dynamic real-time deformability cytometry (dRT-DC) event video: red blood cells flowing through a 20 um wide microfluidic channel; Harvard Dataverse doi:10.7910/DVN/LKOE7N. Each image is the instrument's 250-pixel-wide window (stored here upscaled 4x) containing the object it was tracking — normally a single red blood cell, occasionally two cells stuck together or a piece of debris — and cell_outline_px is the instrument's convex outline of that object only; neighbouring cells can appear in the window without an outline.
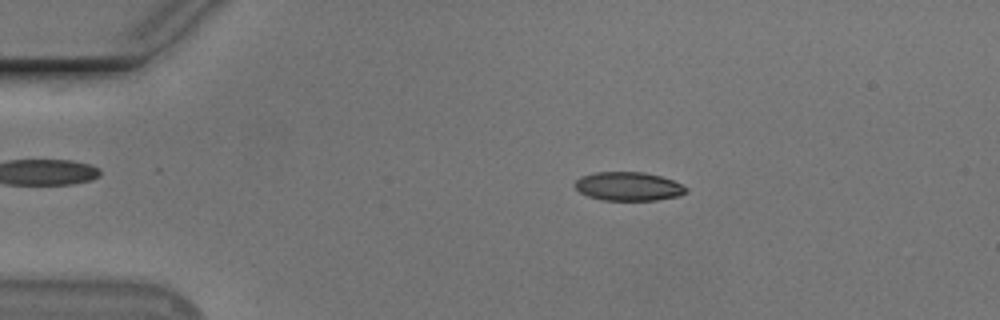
{"species": "Egyptian fruit bat (a non-hibernating species)", "species_latin": "Rousettus aegyptiacus", "temperature_condition": "cold", "stored_images_in_passage": 54, "camera_frame_rate_fps": 3000, "um_per_image_px": 0.085, "animal": {"sex": "male"}, "frame": {"image": 1, "passage_image": 10, "time_ms": 3.0, "image_size_px": [1000, 320], "cell_outline_px": [[688, 192], [680, 196], [656, 200], [600, 200], [588, 196], [580, 192], [572, 184], [580, 176], [596, 172], [644, 172], [660, 176], [672, 180], [688, 188]], "centroid_in_image_um": [53.4, 15.84], "position_along_channel_um": 31.6, "area_um2": 18.73}}
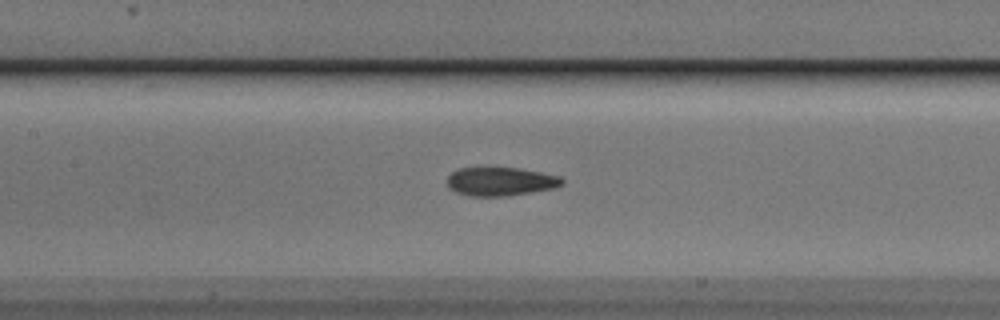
{"frame": {"image": 2, "passage_image": 25, "time_ms": 8.0, "image_size_px": [1000, 320], "cell_outline_px": [[564, 184], [556, 188], [508, 196], [468, 196], [456, 192], [448, 188], [448, 176], [452, 172], [460, 168], [520, 168], [560, 176], [564, 180]], "centroid_in_image_um": [42.57, 15.44], "position_along_channel_um": 164.8, "area_um2": 19.25}}
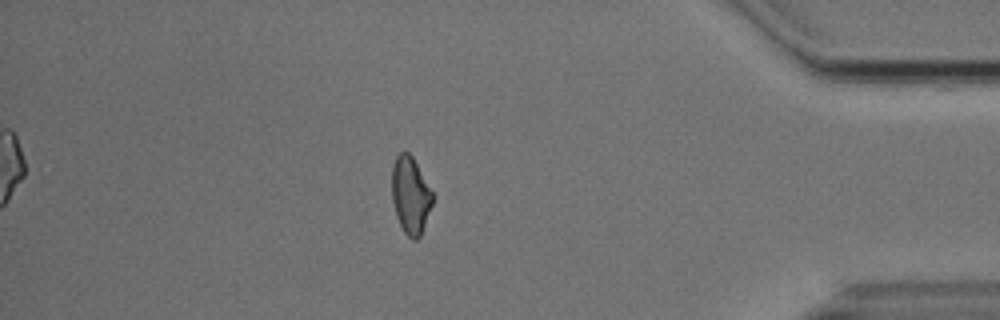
{"frame": {"image": 3, "passage_image": 47, "time_ms": 15.333, "image_size_px": [1000, 320], "cell_outline_px": [[436, 196], [420, 236], [416, 240], [412, 240], [404, 232], [396, 216], [392, 200], [392, 164], [396, 156], [400, 152], [408, 152], [412, 156]], "centroid_in_image_um": [34.91, 16.59], "position_along_channel_um": 400.3, "area_um2": 18.55}, "authors_computed_cell_mechanics": {"area_um2": 19.2185, "velocity_mm_per_s": 3.7182, "shape_relaxation_time_tau1_ms": 9.8513, "shape_relaxation_time_tau2_ms": 2.1737, "deformation_change_tau1": 0.1882, "deformation_change_tau2": 0.082}}